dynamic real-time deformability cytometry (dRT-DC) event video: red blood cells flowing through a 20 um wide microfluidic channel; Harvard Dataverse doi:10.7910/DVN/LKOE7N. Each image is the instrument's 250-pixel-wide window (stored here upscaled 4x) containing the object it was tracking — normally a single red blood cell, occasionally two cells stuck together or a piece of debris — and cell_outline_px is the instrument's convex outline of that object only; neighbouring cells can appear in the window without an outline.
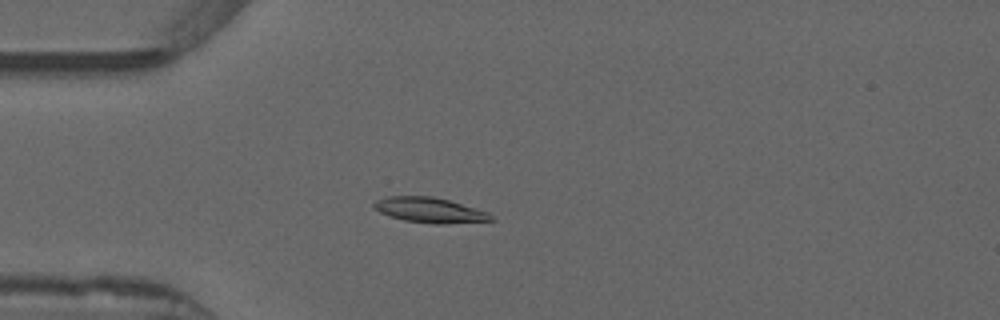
{"species": "common noctule bat (a hibernating species)", "species_latin": "Nyctalus noctula", "temperature_condition": "warm", "stored_images_in_passage": 50, "camera_frame_rate_fps": 3000, "um_per_image_px": 0.085, "animal": {"sex": "male", "forearm_length_mm": 52.5}, "frame": {"image": 1, "passage_image": 14, "time_ms": 4.333, "image_size_px": [1000, 320], "cell_outline_px": [[496, 220], [444, 224], [436, 224], [404, 220], [380, 212], [372, 208], [372, 204], [376, 200], [388, 196], [432, 196], [448, 200], [488, 212]], "centroid_in_image_um": [36.51, 17.86], "position_along_channel_um": 48.5, "area_um2": 17.05}}
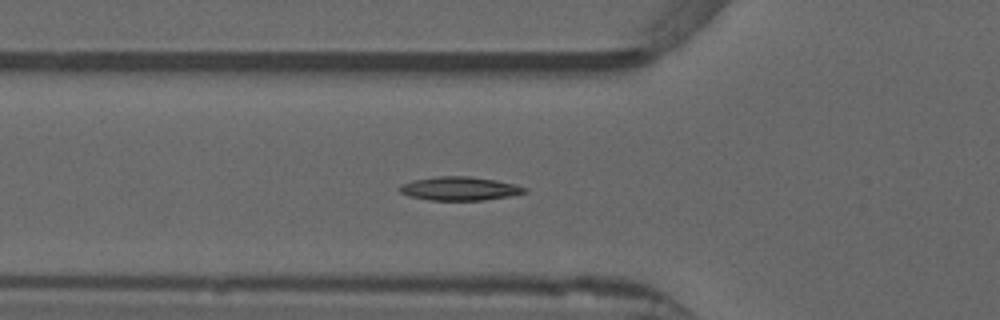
{"frame": {"image": 2, "passage_image": 18, "time_ms": 5.667, "image_size_px": [1000, 320], "cell_outline_px": [[528, 192], [508, 196], [484, 200], [428, 200], [408, 196], [400, 192], [396, 188], [400, 184], [412, 180], [440, 176], [468, 176], [496, 180], [516, 184], [528, 188]], "centroid_in_image_um": [39.04, 16.03], "position_along_channel_um": 86.8, "area_um2": 17.4}}
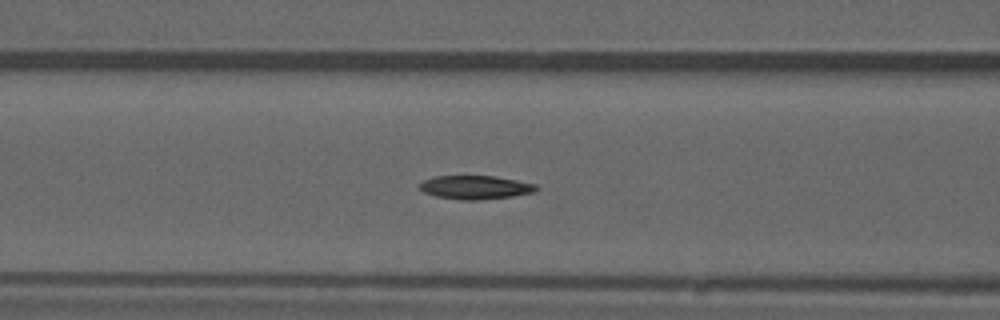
{"frame": {"image": 3, "passage_image": 21, "time_ms": 6.667, "image_size_px": [1000, 320], "cell_outline_px": [[540, 188], [532, 192], [512, 196], [480, 200], [460, 200], [436, 196], [424, 192], [420, 188], [420, 184], [424, 180], [432, 176], [496, 176], [536, 184]], "centroid_in_image_um": [40.41, 15.92], "position_along_channel_um": 126.2, "area_um2": 16.01}}